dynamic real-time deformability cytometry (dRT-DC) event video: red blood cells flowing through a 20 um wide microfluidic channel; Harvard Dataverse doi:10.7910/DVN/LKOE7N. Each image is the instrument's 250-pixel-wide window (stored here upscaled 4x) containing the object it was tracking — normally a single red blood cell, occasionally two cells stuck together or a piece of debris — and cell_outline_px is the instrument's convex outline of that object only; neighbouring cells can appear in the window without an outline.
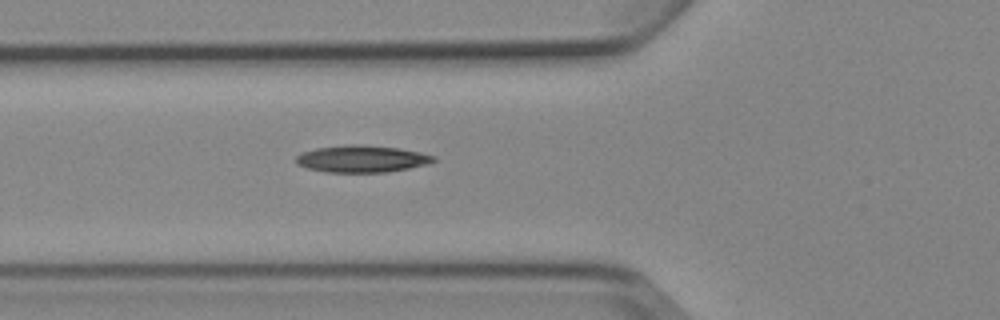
{"species": "Egyptian fruit bat (a non-hibernating species)", "species_latin": "Rousettus aegyptiacus", "temperature_condition": "cold", "stored_images_in_passage": 3, "camera_frame_rate_fps": 3000, "um_per_image_px": 0.085, "animal": {"sex": "female"}, "frame": {"image": 1, "passage_image": 3, "time_ms": 2.333, "image_size_px": [1000, 320], "cell_outline_px": [[436, 160], [428, 164], [388, 172], [324, 172], [308, 168], [296, 164], [296, 156], [304, 152], [316, 148], [348, 144], [356, 144], [400, 148], [420, 152], [436, 156]], "centroid_in_image_um": [30.77, 13.5], "position_along_channel_um": 95.0, "area_um2": 21.62}}